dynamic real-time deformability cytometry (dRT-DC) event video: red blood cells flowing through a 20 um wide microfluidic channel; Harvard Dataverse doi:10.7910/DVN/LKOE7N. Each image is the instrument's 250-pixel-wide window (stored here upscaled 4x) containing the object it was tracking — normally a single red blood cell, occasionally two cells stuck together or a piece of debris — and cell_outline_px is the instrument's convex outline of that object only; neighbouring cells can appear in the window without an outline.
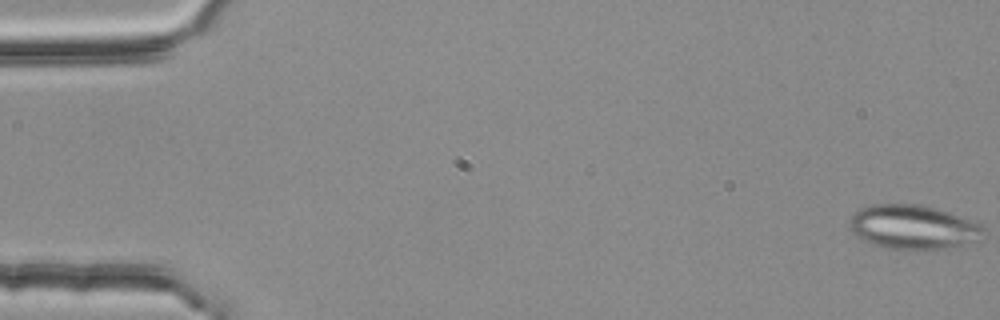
{"species": "common noctule bat (a hibernating species)", "species_latin": "Nyctalus noctula", "temperature_condition": "room temperature", "stored_images_in_passage": 5, "segment_of_instrument_passage": [2, 2], "camera_frame_rate_fps": 3000, "um_per_image_px": 0.085, "animal": {"sex": "female", "body_mass_g": 25.1}, "frame": {"image": 1, "passage_image": 5, "time_ms": 1.333, "image_size_px": [1000, 320], "cell_outline_px": [[984, 228], [980, 240], [944, 248], [916, 252], [904, 252], [884, 248], [860, 240], [848, 228], [848, 224], [852, 212], [860, 208], [872, 204], [916, 204], [936, 208], [948, 212], [980, 224]], "centroid_in_image_um": [77.52, 19.34], "position_along_channel_um": 7.5, "area_um2": 35.32}}